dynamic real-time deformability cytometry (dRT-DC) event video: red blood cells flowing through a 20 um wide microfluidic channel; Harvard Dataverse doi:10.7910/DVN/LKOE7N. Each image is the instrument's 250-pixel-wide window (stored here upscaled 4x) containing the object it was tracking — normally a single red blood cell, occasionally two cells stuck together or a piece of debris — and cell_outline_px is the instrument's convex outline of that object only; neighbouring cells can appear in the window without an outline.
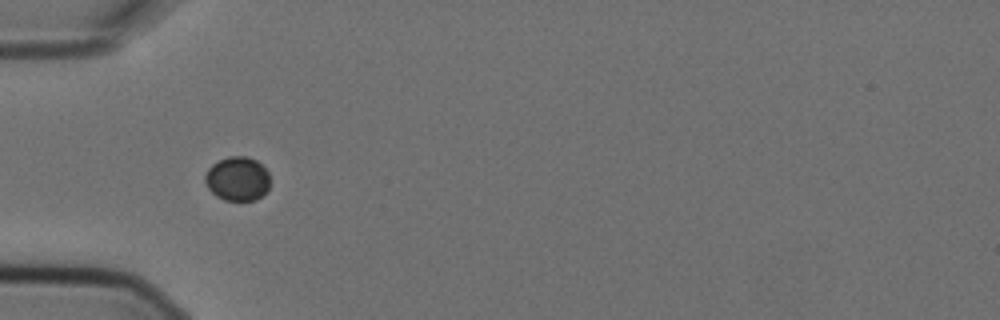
{"species": "Egyptian fruit bat (a non-hibernating species)", "species_latin": "Rousettus aegyptiacus", "temperature_condition": "cold", "stored_images_in_passage": 6, "camera_frame_rate_fps": 3000, "um_per_image_px": 0.085, "animal": {"sex": "female"}, "frame": {"image": 1, "passage_image": 5, "time_ms": 1.333, "image_size_px": [1000, 320], "cell_outline_px": [[268, 192], [256, 200], [224, 200], [216, 196], [208, 188], [204, 180], [204, 176], [208, 168], [212, 164], [228, 156], [248, 156], [256, 160], [268, 172]], "centroid_in_image_um": [20.17, 15.2], "position_along_channel_um": 64.8, "area_um2": 16.76}}
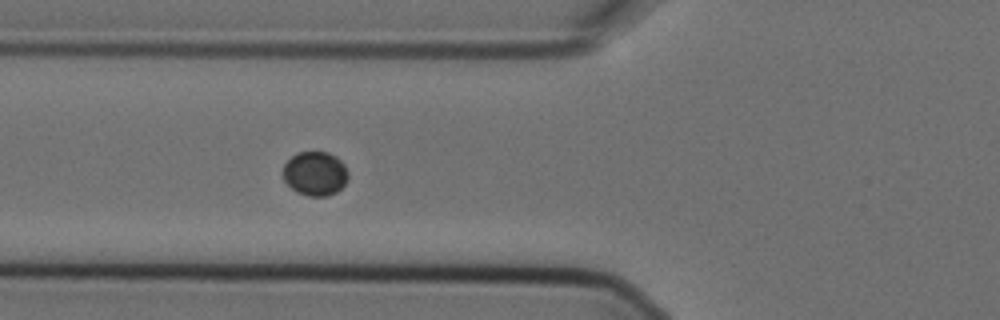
{"frame": {"image": 2, "passage_image": 6, "time_ms": 1.667, "image_size_px": [1000, 320], "cell_outline_px": [[348, 180], [336, 192], [328, 196], [308, 196], [296, 192], [284, 180], [284, 164], [296, 152], [328, 152], [336, 156], [344, 164], [348, 172]], "centroid_in_image_um": [26.8, 14.75], "position_along_channel_um": 99.0, "area_um2": 16.76}}